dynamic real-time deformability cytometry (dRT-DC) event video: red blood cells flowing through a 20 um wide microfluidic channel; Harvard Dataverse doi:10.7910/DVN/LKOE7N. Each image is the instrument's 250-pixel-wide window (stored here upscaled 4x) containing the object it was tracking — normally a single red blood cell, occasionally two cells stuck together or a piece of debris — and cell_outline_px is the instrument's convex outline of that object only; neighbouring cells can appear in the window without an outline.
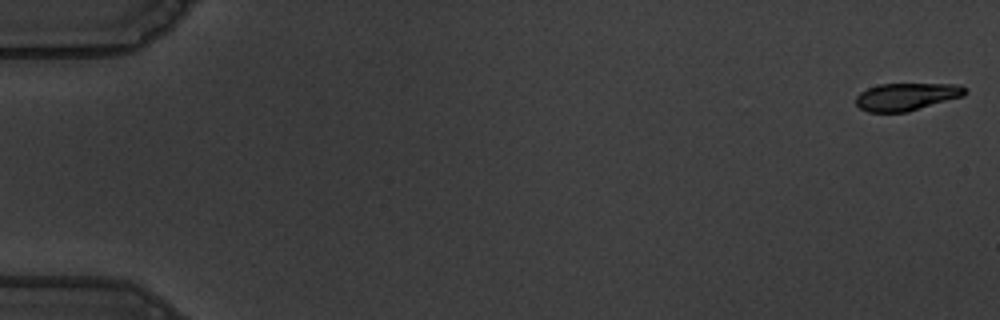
{"species": "common noctule bat (a hibernating species)", "species_latin": "Nyctalus noctula", "temperature_condition": "warm", "stored_images_in_passage": 57, "camera_frame_rate_fps": 3000, "um_per_image_px": 0.085, "animal": {"sex": "male", "body_mass_g": 19.5, "forearm_length_mm": 54.6}, "frame": {"image": 1, "passage_image": 1, "time_ms": 0.0, "image_size_px": [1000, 320], "cell_outline_px": [[964, 96], [908, 112], [868, 112], [860, 108], [856, 104], [856, 96], [860, 92], [868, 88], [880, 84], [960, 84], [964, 88]], "centroid_in_image_um": [77.03, 8.22], "position_along_channel_um": 8.0, "area_um2": 17.46}}
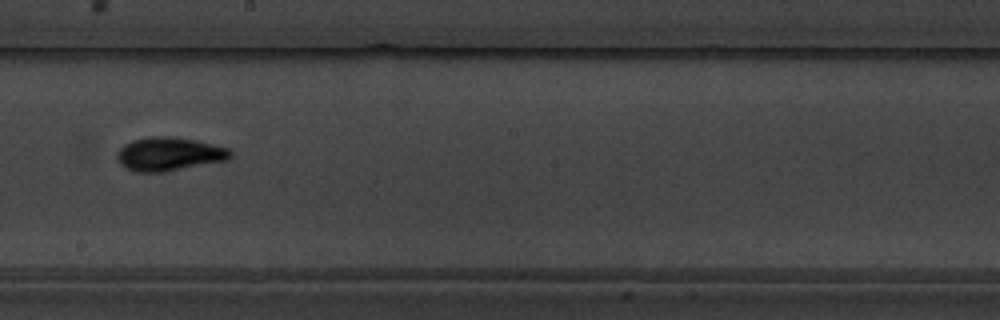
{"frame": {"image": 2, "passage_image": 33, "time_ms": 10.667, "image_size_px": [1000, 320], "cell_outline_px": [[232, 156], [228, 160], [164, 172], [136, 172], [124, 168], [116, 160], [116, 152], [124, 144], [132, 140], [148, 136], [172, 136], [196, 140], [228, 148], [232, 152]], "centroid_in_image_um": [14.33, 13.09], "position_along_channel_um": 233.9, "area_um2": 22.48}}
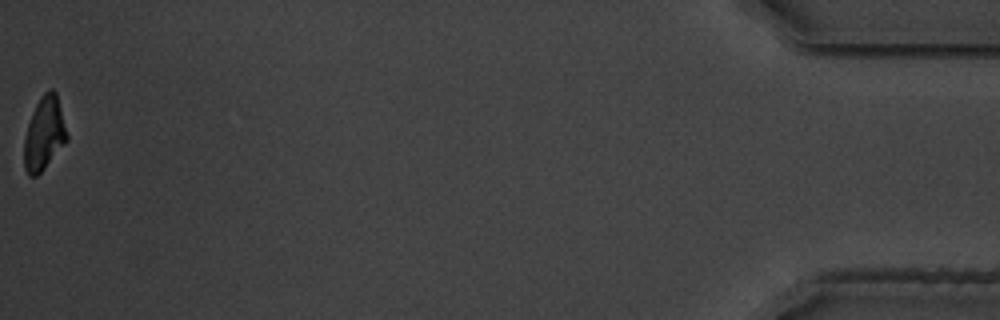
{"frame": {"image": 3, "passage_image": 57, "time_ms": 18.667, "image_size_px": [1000, 320], "cell_outline_px": [[68, 140], [44, 168], [36, 176], [28, 176], [24, 168], [24, 140], [28, 124], [32, 112], [40, 96], [48, 88], [52, 88], [56, 92], [68, 136]], "centroid_in_image_um": [3.75, 11.34], "position_along_channel_um": 431.5, "area_um2": 18.21}, "authors_computed_cell_mechanics": {"area_um2": 19.8254, "velocity_mm_per_s": 3.617, "shape_relaxation_time_tau1_ms": 3.0255, "shape_relaxation_time_tau2_ms": 2.4589, "deformation_change_tau1": 0.1728, "deformation_change_tau2": 0.081}}